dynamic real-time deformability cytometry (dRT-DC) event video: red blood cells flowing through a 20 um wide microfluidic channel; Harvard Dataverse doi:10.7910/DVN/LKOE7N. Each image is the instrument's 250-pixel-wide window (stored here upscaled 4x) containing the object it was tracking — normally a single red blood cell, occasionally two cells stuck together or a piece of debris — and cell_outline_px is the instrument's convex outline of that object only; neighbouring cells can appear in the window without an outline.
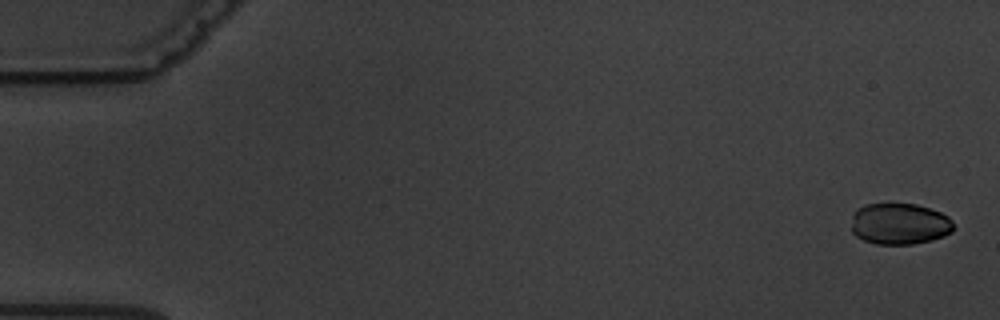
{"species": "common noctule bat (a hibernating species)", "species_latin": "Nyctalus noctula", "temperature_condition": "warm", "stored_images_in_passage": 6, "camera_frame_rate_fps": 3000, "um_per_image_px": 0.085, "animal": {"sex": "male", "body_mass_g": 19.5, "forearm_length_mm": 54.6}, "frame": {"image": 1, "passage_image": 1, "time_ms": 0.0, "image_size_px": [1000, 320], "cell_outline_px": [[952, 232], [944, 236], [932, 240], [912, 244], [876, 244], [864, 240], [856, 236], [852, 232], [852, 216], [864, 204], [916, 204], [940, 212], [948, 216], [952, 220]], "centroid_in_image_um": [76.47, 19.03], "position_along_channel_um": 8.5, "area_um2": 24.51}}
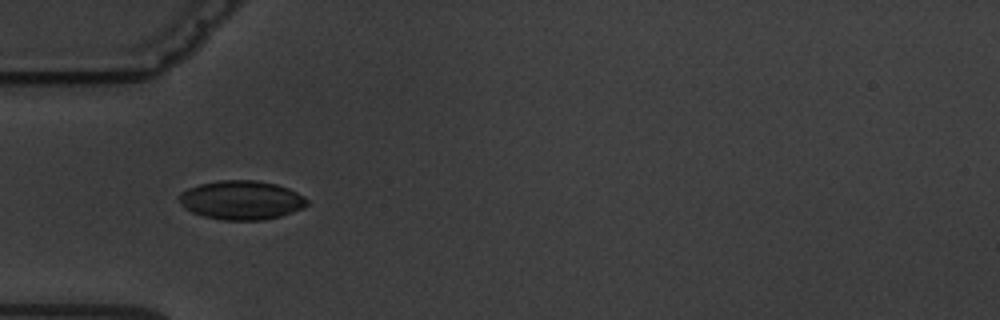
{"frame": {"image": 2, "passage_image": 5, "time_ms": 5.667, "image_size_px": [1000, 320], "cell_outline_px": [[308, 204], [304, 208], [280, 216], [264, 220], [224, 220], [204, 216], [192, 212], [184, 208], [180, 204], [176, 196], [180, 192], [188, 188], [200, 184], [220, 180], [256, 180], [276, 184], [288, 188], [304, 196], [308, 200]], "centroid_in_image_um": [20.5, 17.01], "position_along_channel_um": 64.5, "area_um2": 29.25}}